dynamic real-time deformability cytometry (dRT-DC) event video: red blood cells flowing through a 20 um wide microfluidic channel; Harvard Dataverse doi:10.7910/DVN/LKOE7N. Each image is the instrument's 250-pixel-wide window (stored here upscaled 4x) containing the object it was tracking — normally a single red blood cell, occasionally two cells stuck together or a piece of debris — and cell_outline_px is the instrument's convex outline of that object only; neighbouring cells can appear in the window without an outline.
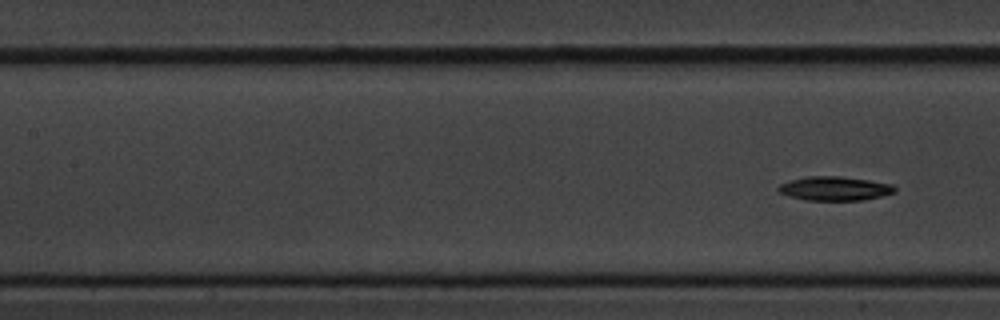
{"species": "common noctule bat (a hibernating species)", "species_latin": "Nyctalus noctula", "temperature_condition": "cold", "stored_images_in_passage": 8, "camera_frame_rate_fps": 3000, "um_per_image_px": 0.085, "animal": {"sex": "male", "body_mass_g": 20.1, "forearm_length_mm": 53.5}, "frame": {"image": 1, "passage_image": 8, "time_ms": 9.333, "image_size_px": [1000, 320], "cell_outline_px": [[896, 192], [884, 196], [864, 200], [808, 200], [792, 196], [780, 192], [776, 188], [780, 184], [792, 180], [808, 176], [840, 176], [868, 180], [892, 184], [896, 188]], "centroid_in_image_um": [71.01, 16.02], "position_along_channel_um": 136.4, "area_um2": 16.18}}